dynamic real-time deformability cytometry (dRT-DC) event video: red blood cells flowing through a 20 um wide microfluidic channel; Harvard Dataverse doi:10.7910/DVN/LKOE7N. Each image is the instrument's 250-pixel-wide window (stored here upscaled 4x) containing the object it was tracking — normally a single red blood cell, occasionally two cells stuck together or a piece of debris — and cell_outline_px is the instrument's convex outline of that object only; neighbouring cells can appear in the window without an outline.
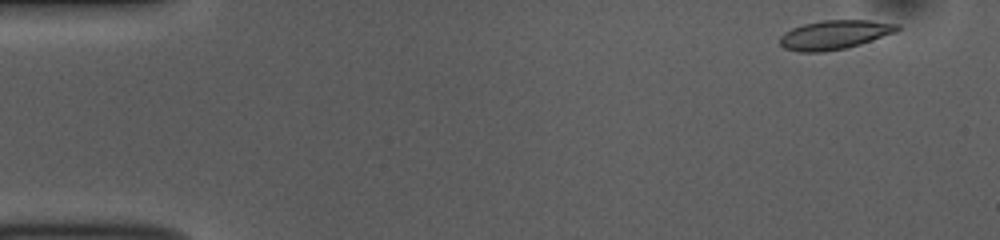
{"species": "common noctule bat (a hibernating species)", "species_latin": "Nyctalus noctula", "temperature_condition": "room temperature", "stored_images_in_passage": 49, "camera_frame_rate_fps": 3000, "um_per_image_px": 0.085, "animal": {"sex": "female", "body_mass_g": 10.0, "forearm_length_mm": 53.1}, "frame": {"image": 1, "passage_image": 1, "time_ms": 0.0, "image_size_px": [1000, 240], "cell_outline_px": [[900, 28], [896, 32], [860, 44], [844, 48], [824, 52], [800, 52], [784, 48], [780, 44], [780, 36], [784, 32], [792, 28], [804, 24], [820, 20], [868, 20], [900, 24]], "centroid_in_image_um": [70.93, 2.95], "position_along_channel_um": 14.1, "area_um2": 19.88}}
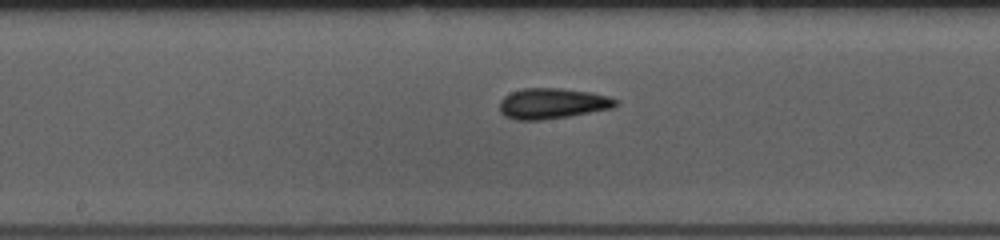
{"frame": {"image": 2, "passage_image": 24, "time_ms": 7.667, "image_size_px": [1000, 240], "cell_outline_px": [[620, 104], [612, 108], [568, 116], [540, 120], [516, 120], [504, 116], [500, 112], [500, 100], [504, 96], [512, 92], [524, 88], [560, 88], [592, 92], [608, 96], [620, 100]], "centroid_in_image_um": [46.97, 8.79], "position_along_channel_um": 201.2, "area_um2": 20.81}}
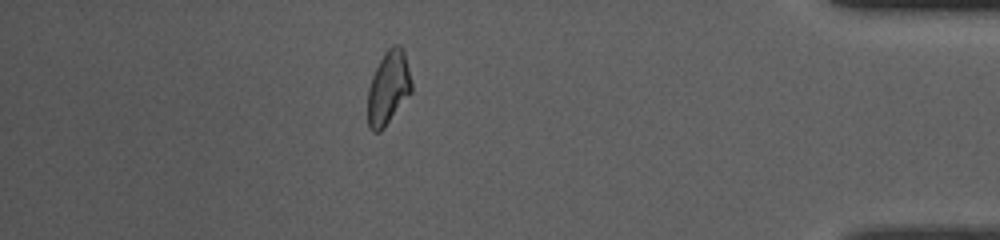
{"frame": {"image": 3, "passage_image": 43, "time_ms": 14.0, "image_size_px": [1000, 240], "cell_outline_px": [[412, 92], [384, 128], [380, 132], [372, 132], [368, 128], [368, 88], [372, 76], [384, 52], [392, 44], [400, 44], [404, 48], [412, 84]], "centroid_in_image_um": [33.01, 7.45], "position_along_channel_um": 402.2, "area_um2": 19.02}, "authors_computed_cell_mechanics": {"area_um2": 19.4786, "velocity_mm_per_s": 3.8341, "shape_relaxation_time_tau1_ms": 3.6136, "shape_relaxation_time_tau2_ms": 2.1916, "deformation_change_tau1": 0.1233, "deformation_change_tau2": 0.085}}